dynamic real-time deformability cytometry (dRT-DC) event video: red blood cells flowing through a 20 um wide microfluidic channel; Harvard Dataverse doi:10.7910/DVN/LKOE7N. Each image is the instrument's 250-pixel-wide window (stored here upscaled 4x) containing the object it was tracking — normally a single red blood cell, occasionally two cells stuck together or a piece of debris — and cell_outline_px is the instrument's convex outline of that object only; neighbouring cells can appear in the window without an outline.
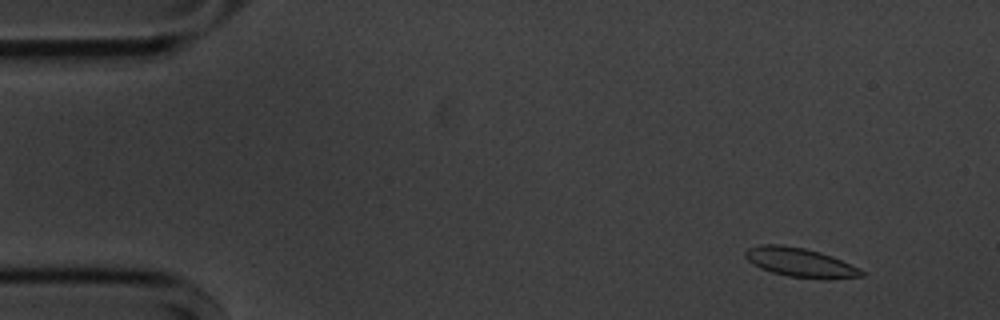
{"species": "common noctule bat (a hibernating species)", "species_latin": "Nyctalus noctula", "temperature_condition": "cold", "stored_images_in_passage": 55, "camera_frame_rate_fps": 3000, "um_per_image_px": 0.085, "animal": {"sex": "male", "body_mass_g": 20.1, "forearm_length_mm": 53.5}, "frame": {"image": 1, "passage_image": 5, "time_ms": 1.333, "image_size_px": [1000, 320], "cell_outline_px": [[864, 276], [828, 280], [788, 276], [772, 272], [760, 268], [752, 264], [744, 256], [744, 252], [748, 248], [760, 244], [780, 244], [804, 248], [820, 252], [832, 256], [864, 272]], "centroid_in_image_um": [67.97, 22.31], "position_along_channel_um": 17.0, "area_um2": 19.71}}
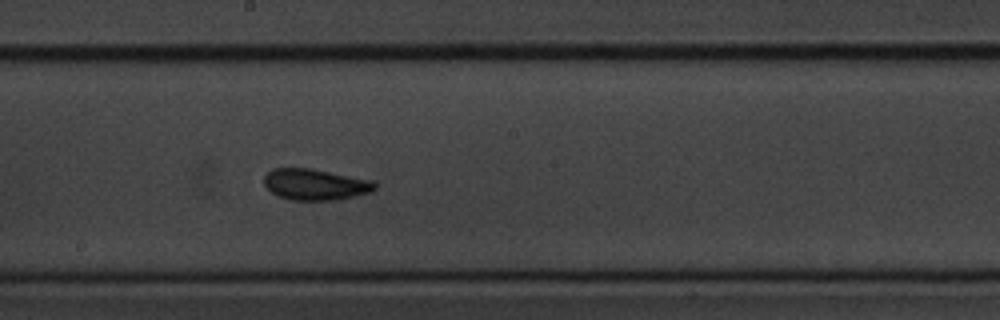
{"frame": {"image": 2, "passage_image": 30, "time_ms": 9.667, "image_size_px": [1000, 320], "cell_outline_px": [[376, 188], [372, 192], [336, 200], [292, 200], [280, 196], [272, 192], [264, 184], [264, 176], [272, 168], [312, 168], [368, 180], [376, 184]], "centroid_in_image_um": [26.77, 15.68], "position_along_channel_um": 221.4, "area_um2": 19.88}}
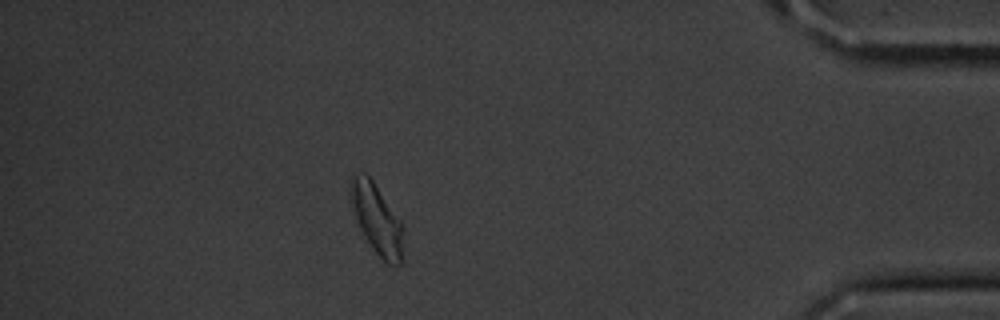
{"frame": {"image": 3, "passage_image": 49, "time_ms": 16.0, "image_size_px": [1000, 320], "cell_outline_px": [[400, 264], [388, 264], [372, 248], [364, 236], [360, 228], [356, 216], [352, 200], [352, 176], [364, 172], [372, 180], [400, 220]], "centroid_in_image_um": [32.0, 18.6], "position_along_channel_um": 403.2, "area_um2": 19.88}, "authors_computed_cell_mechanics": {"area_um2": 19.5364, "velocity_mm_per_s": 3.5713, "shape_relaxation_time_tau1_ms": 4.8921, "shape_relaxation_time_tau2_ms": 2.1751, "deformation_change_tau1": 0.0843, "deformation_change_tau2": 0.0467}}